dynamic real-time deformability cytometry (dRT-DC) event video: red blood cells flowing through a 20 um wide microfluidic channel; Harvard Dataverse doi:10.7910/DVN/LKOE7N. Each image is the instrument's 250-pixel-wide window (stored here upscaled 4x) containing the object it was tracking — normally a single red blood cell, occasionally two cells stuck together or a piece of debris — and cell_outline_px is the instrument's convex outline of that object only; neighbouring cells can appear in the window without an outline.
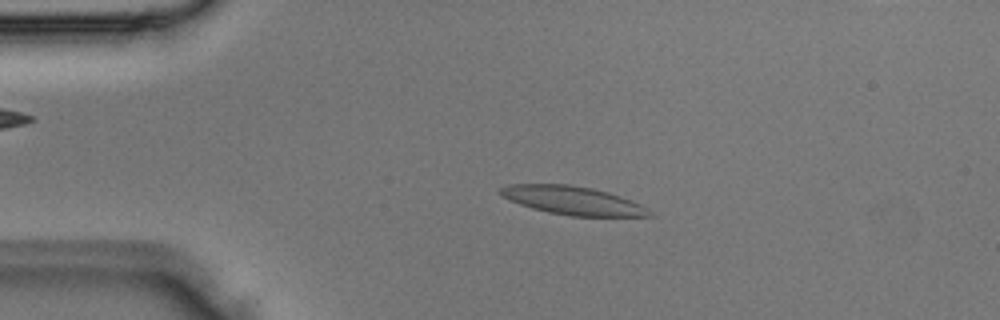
{"species": "Egyptian fruit bat (a non-hibernating species)", "species_latin": "Rousettus aegyptiacus", "temperature_condition": "room temperature", "stored_images_in_passage": 4, "segment_of_instrument_passage": [1, 2], "camera_frame_rate_fps": 3000, "um_per_image_px": 0.085, "animal": {"sex": "male"}, "frame": {"image": 1, "passage_image": 2, "time_ms": 0.333, "image_size_px": [1000, 320], "cell_outline_px": [[656, 216], [572, 216], [548, 212], [532, 208], [520, 204], [504, 196], [500, 192], [500, 188], [508, 184], [568, 184], [592, 188], [608, 192], [632, 200], [640, 204], [652, 212]], "centroid_in_image_um": [48.73, 17.04], "position_along_channel_um": 36.3, "area_um2": 24.45}}